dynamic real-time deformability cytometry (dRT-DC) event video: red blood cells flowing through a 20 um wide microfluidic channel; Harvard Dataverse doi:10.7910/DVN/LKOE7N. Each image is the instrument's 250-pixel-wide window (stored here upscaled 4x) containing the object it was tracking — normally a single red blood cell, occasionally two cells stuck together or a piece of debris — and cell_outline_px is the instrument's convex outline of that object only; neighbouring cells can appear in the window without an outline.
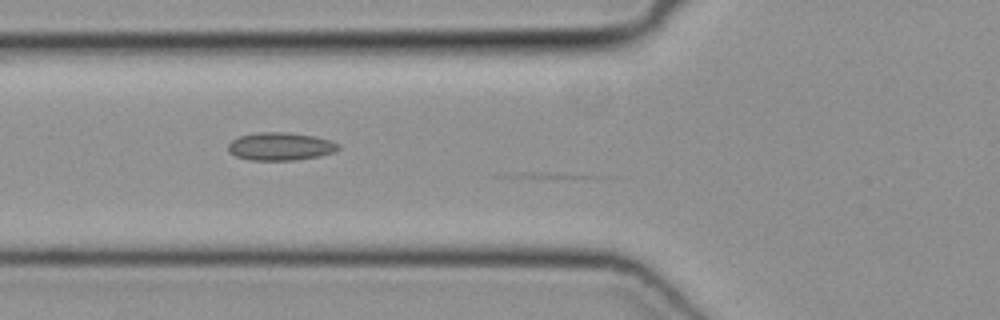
{"species": "common noctule bat (a hibernating species)", "species_latin": "Nyctalus noctula", "temperature_condition": "cold", "stored_images_in_passage": 9, "camera_frame_rate_fps": 3000, "um_per_image_px": 0.085, "animal": {"sex": "female", "body_mass_g": 19.3, "forearm_length_mm": 54.1}, "frame": {"image": 1, "passage_image": 6, "time_ms": 1.667, "image_size_px": [1000, 320], "cell_outline_px": [[340, 148], [332, 152], [320, 156], [292, 160], [252, 160], [236, 156], [228, 148], [228, 144], [232, 140], [240, 136], [256, 132], [288, 132], [316, 136], [340, 144]], "centroid_in_image_um": [23.85, 12.43], "position_along_channel_um": 101.9, "area_um2": 17.8}}